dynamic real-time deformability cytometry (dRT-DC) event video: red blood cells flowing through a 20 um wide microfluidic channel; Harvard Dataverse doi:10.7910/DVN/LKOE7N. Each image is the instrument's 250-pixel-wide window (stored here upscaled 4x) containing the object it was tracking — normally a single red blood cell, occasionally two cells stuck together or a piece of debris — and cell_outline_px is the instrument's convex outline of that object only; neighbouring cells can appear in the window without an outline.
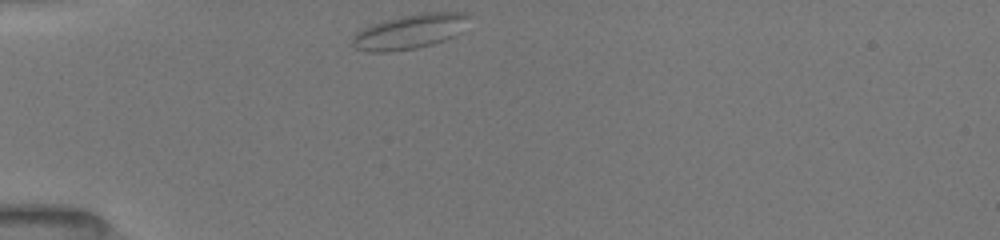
{"species": "common noctule bat (a hibernating species)", "species_latin": "Nyctalus noctula", "temperature_condition": "room temperature", "stored_images_in_passage": 38, "camera_frame_rate_fps": 3000, "um_per_image_px": 0.085, "animal": {"sex": "female", "body_mass_g": 19.5, "forearm_length_mm": 54.1}, "frame": {"image": 1, "passage_image": 1, "time_ms": 0.0, "image_size_px": [1000, 240], "cell_outline_px": [[472, 16], [460, 32], [456, 36], [432, 44], [416, 48], [388, 52], [368, 52], [356, 48], [352, 44], [352, 36], [360, 28], [384, 20], [424, 12], [468, 12]], "centroid_in_image_um": [34.85, 2.68], "position_along_channel_um": 50.2, "area_um2": 23.76}}
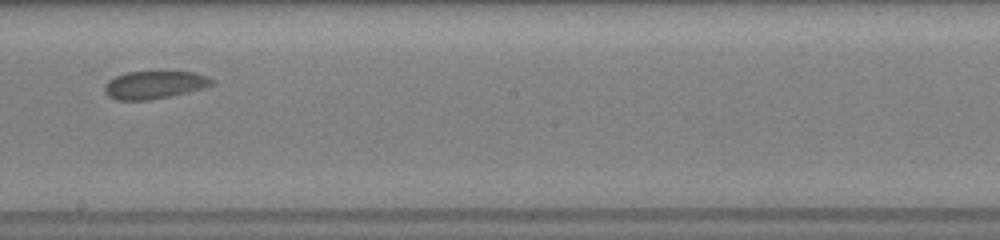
{"frame": {"image": 2, "passage_image": 17, "time_ms": 5.333, "image_size_px": [1000, 240], "cell_outline_px": [[216, 84], [204, 88], [188, 92], [152, 100], [116, 100], [108, 96], [104, 92], [104, 84], [108, 80], [116, 76], [128, 72], [160, 68], [168, 68], [192, 72], [208, 76], [216, 80]], "centroid_in_image_um": [13.18, 7.15], "position_along_channel_um": 235.0, "area_um2": 18.61}}
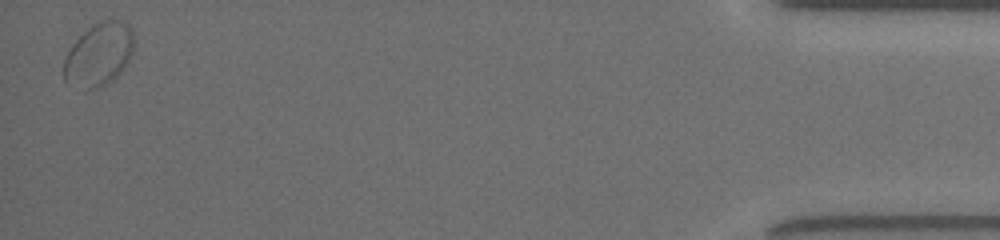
{"frame": {"image": 3, "passage_image": 38, "time_ms": 12.333, "image_size_px": [1000, 240], "cell_outline_px": [[132, 52], [124, 68], [112, 80], [96, 88], [84, 92], [64, 80], [64, 60], [72, 44], [88, 28], [104, 20], [124, 20], [132, 28]], "centroid_in_image_um": [8.38, 4.66], "position_along_channel_um": 426.8, "area_um2": 25.61}}